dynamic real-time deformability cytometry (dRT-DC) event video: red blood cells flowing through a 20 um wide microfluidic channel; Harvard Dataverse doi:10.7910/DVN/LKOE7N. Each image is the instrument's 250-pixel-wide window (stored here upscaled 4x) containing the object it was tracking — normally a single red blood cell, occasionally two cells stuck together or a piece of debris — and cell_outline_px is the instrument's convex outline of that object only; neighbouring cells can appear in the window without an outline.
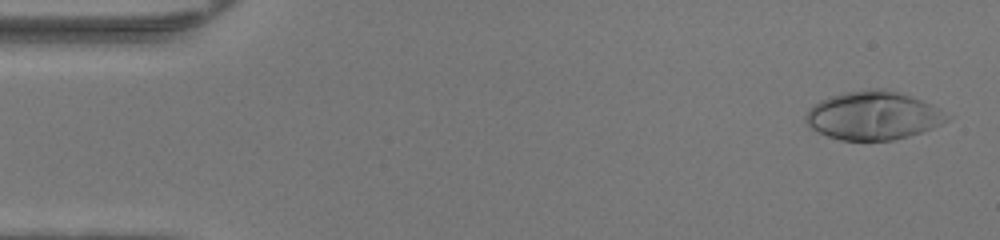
{"species": "human", "species_latin": "Homo sapiens", "temperature_condition": "warm", "stored_images_in_passage": 48, "camera_frame_rate_fps": 3000, "um_per_image_px": 0.085, "donor": {"sex": "female"}, "frame": {"image": 1, "passage_image": 2, "time_ms": 0.333, "image_size_px": [1000, 240], "cell_outline_px": [[952, 116], [948, 120], [932, 128], [908, 136], [892, 140], [840, 140], [828, 136], [812, 128], [804, 120], [804, 116], [808, 108], [820, 100], [844, 92], [868, 88], [880, 88], [896, 92], [920, 100]], "centroid_in_image_um": [74.18, 9.82], "position_along_channel_um": 10.8, "area_um2": 39.42}}
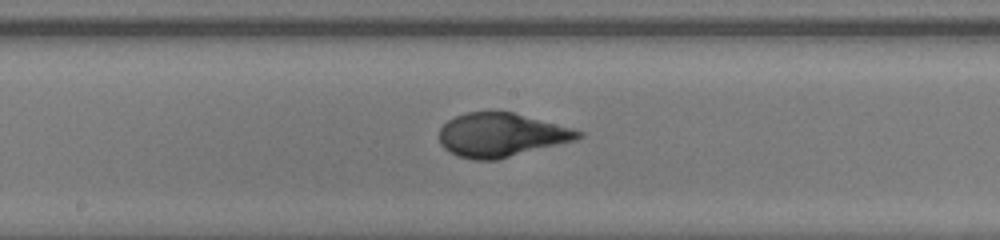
{"frame": {"image": 2, "passage_image": 25, "time_ms": 8.0, "image_size_px": [1000, 240], "cell_outline_px": [[584, 136], [576, 140], [496, 160], [472, 160], [456, 156], [448, 152], [440, 144], [440, 128], [448, 120], [456, 116], [468, 112], [512, 112], [572, 128], [584, 132]], "centroid_in_image_um": [42.59, 11.49], "position_along_channel_um": 205.6, "area_um2": 35.37}}
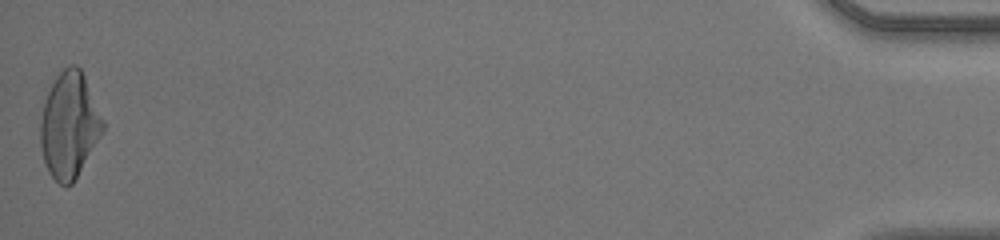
{"frame": {"image": 3, "passage_image": 48, "time_ms": 15.667, "image_size_px": [1000, 240], "cell_outline_px": [[104, 132], [72, 184], [60, 184], [48, 172], [44, 160], [40, 144], [40, 120], [44, 104], [48, 92], [56, 76], [68, 64], [76, 64], [80, 68], [84, 76], [104, 120]], "centroid_in_image_um": [5.9, 10.63], "position_along_channel_um": 429.3, "area_um2": 38.26}, "authors_computed_cell_mechanics": {"area_um2": 36.0383, "velocity_mm_per_s": 4.2727, "shape_relaxation_time_tau1_ms": 4.4919, "shape_relaxation_time_tau2_ms": null, "deformation_change_tau1": 0.2705, "deformation_change_tau2": null}}